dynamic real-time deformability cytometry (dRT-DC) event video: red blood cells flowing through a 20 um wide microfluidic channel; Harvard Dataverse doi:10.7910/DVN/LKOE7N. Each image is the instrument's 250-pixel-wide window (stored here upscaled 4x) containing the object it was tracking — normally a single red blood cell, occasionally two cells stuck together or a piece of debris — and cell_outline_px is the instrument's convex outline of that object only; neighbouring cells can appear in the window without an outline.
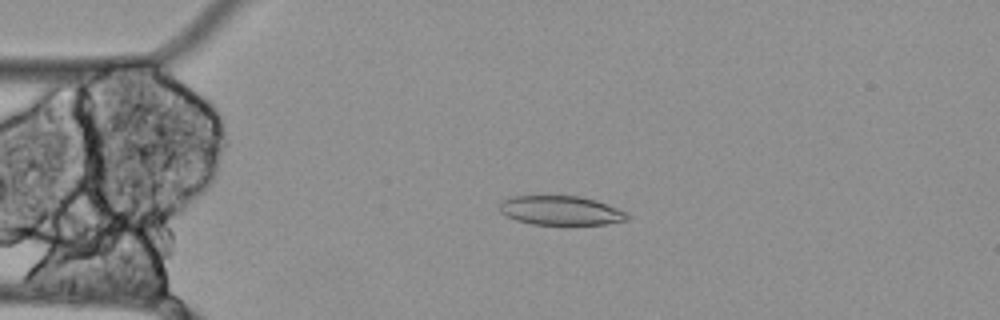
{"species": "Egyptian fruit bat (a non-hibernating species)", "species_latin": "Rousettus aegyptiacus", "temperature_condition": "cold", "stored_images_in_passage": 57, "camera_frame_rate_fps": 3000, "um_per_image_px": 0.085, "animal": {"sex": "female"}, "frame": {"image": 1, "passage_image": 13, "time_ms": 4.0, "image_size_px": [1000, 320], "cell_outline_px": [[628, 220], [604, 224], [532, 224], [516, 220], [500, 212], [500, 200], [512, 196], [580, 196], [596, 200], [628, 212]], "centroid_in_image_um": [47.66, 17.88], "position_along_channel_um": 37.3, "area_um2": 21.68}}
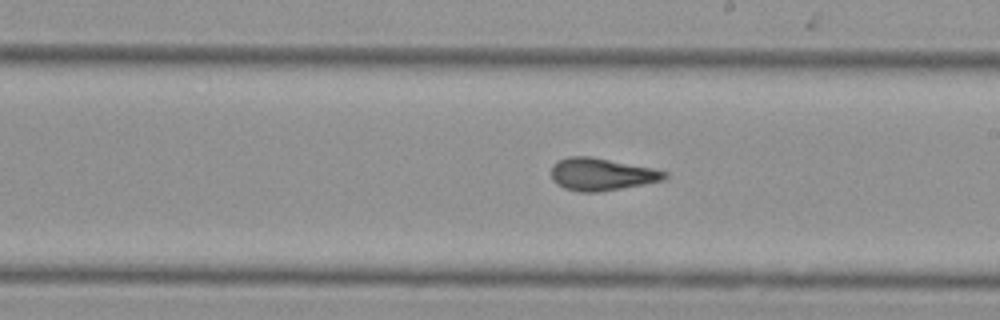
{"frame": {"image": 2, "passage_image": 32, "time_ms": 10.333, "image_size_px": [1000, 320], "cell_outline_px": [[668, 176], [664, 180], [620, 188], [596, 192], [580, 192], [564, 188], [556, 184], [552, 180], [552, 164], [556, 160], [568, 156], [592, 156], [652, 168], [668, 172]], "centroid_in_image_um": [51.09, 14.8], "position_along_channel_um": 237.9, "area_um2": 21.44}}
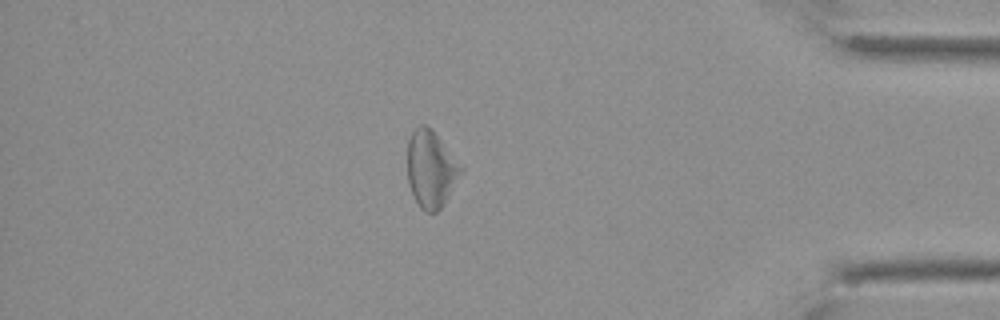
{"frame": {"image": 3, "passage_image": 49, "time_ms": 16.0, "image_size_px": [1000, 320], "cell_outline_px": [[464, 172], [444, 204], [436, 212], [424, 212], [420, 208], [412, 192], [408, 180], [408, 140], [412, 132], [420, 124], [424, 124], [432, 128], [464, 168]], "centroid_in_image_um": [36.66, 14.36], "position_along_channel_um": 398.5, "area_um2": 24.16}, "authors_computed_cell_mechanics": {"area_um2": 23.1778, "velocity_mm_per_s": 3.4532, "shape_relaxation_time_tau1_ms": null, "shape_relaxation_time_tau2_ms": 3.2696, "deformation_change_tau1": null, "deformation_change_tau2": 0.1371}}